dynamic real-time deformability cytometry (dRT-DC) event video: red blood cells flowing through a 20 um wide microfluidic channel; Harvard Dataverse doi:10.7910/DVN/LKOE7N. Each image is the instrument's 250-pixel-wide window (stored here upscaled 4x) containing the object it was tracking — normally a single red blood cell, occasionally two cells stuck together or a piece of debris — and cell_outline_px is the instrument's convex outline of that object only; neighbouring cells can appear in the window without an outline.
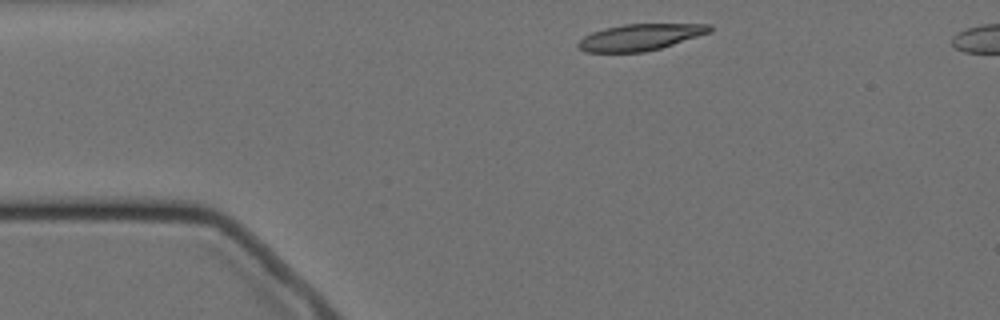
{"species": "Egyptian fruit bat (a non-hibernating species)", "species_latin": "Rousettus aegyptiacus", "temperature_condition": "cold", "stored_images_in_passage": 3, "camera_frame_rate_fps": 3000, "um_per_image_px": 0.085, "animal": {"sex": "female"}, "frame": {"image": 1, "passage_image": 1, "time_ms": 0.0, "image_size_px": [1000, 320], "cell_outline_px": [[712, 32], [660, 48], [644, 52], [584, 52], [576, 44], [584, 36], [592, 32], [604, 28], [624, 24], [712, 24]], "centroid_in_image_um": [54.42, 3.16], "position_along_channel_um": 30.6, "area_um2": 20.23}}